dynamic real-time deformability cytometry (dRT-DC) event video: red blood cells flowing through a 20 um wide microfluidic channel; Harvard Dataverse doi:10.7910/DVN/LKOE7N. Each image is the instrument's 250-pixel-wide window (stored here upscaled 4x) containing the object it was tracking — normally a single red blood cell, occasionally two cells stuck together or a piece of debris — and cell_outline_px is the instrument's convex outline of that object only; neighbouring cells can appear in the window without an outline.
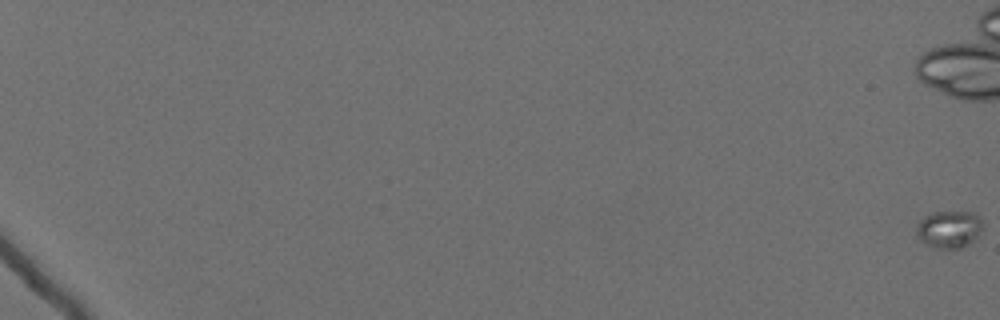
{"species": "Egyptian fruit bat (a non-hibernating species)", "species_latin": "Rousettus aegyptiacus", "temperature_condition": "cold", "stored_images_in_passage": 3, "camera_frame_rate_fps": 3000, "um_per_image_px": 0.085, "animal": {"sex": "female"}, "frame": {"image": 1, "passage_image": 1, "time_ms": 0.0, "image_size_px": [1000, 320], "cell_outline_px": [[984, 224], [976, 236], [968, 244], [960, 248], [936, 248], [924, 244], [920, 240], [916, 232], [916, 224], [924, 216], [932, 212], [968, 212], [980, 216]], "centroid_in_image_um": [80.64, 19.48], "position_along_channel_um": 4.4, "area_um2": 14.39}}